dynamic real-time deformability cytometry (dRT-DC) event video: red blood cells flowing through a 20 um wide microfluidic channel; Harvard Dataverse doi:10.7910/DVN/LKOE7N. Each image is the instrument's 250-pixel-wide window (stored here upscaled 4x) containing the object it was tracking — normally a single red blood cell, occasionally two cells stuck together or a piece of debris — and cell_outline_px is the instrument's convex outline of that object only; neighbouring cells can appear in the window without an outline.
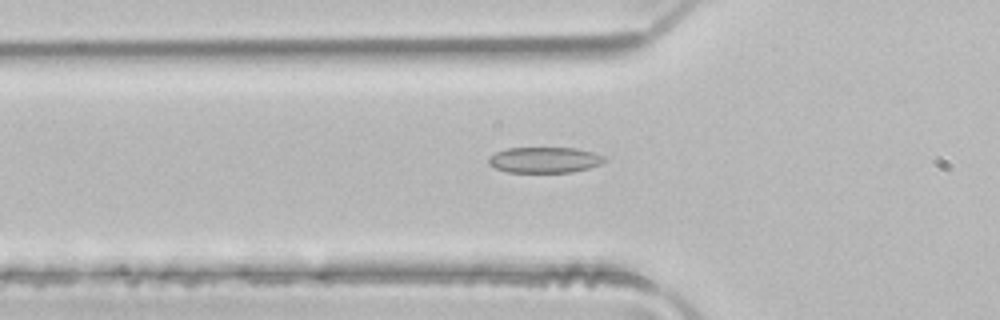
{"species": "common noctule bat (a hibernating species)", "species_latin": "Nyctalus noctula", "temperature_condition": "room temperature", "stored_images_in_passage": 5, "camera_frame_rate_fps": 3000, "um_per_image_px": 0.085, "animal": {"sex": "male", "body_mass_g": 21.5, "forearm_length_mm": 52.0}, "frame": {"image": 1, "passage_image": 5, "time_ms": 1.333, "image_size_px": [1000, 320], "cell_outline_px": [[608, 160], [600, 164], [588, 168], [572, 172], [508, 172], [496, 168], [488, 164], [488, 156], [496, 152], [508, 148], [576, 148], [592, 152], [604, 156]], "centroid_in_image_um": [46.28, 13.59], "position_along_channel_um": 79.5, "area_um2": 17.4}}